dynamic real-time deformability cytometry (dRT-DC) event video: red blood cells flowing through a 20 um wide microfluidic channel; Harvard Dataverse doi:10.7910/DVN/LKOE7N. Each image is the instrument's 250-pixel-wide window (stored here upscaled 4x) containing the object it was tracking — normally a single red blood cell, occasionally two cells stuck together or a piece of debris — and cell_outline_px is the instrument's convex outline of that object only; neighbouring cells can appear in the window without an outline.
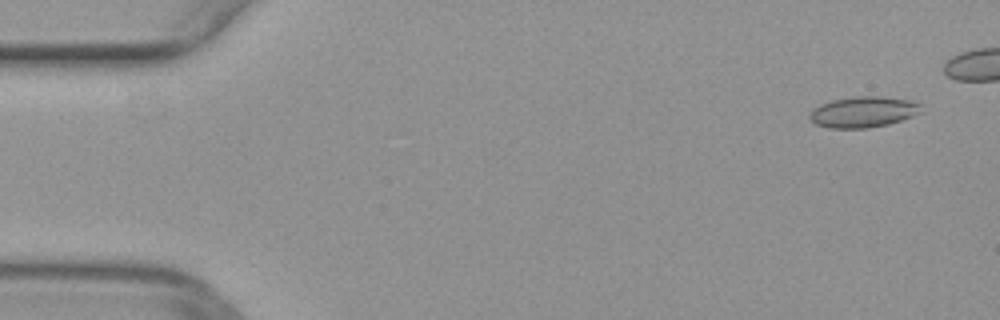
{"species": "common noctule bat (a hibernating species)", "species_latin": "Nyctalus noctula", "temperature_condition": "warm", "stored_images_in_passage": 42, "camera_frame_rate_fps": 3000, "um_per_image_px": 0.085, "animal": {"sex": "female", "body_mass_g": 29.2, "forearm_length_mm": 56.3}, "frame": {"image": 1, "passage_image": 3, "time_ms": 0.667, "image_size_px": [1000, 320], "cell_outline_px": [[920, 112], [912, 116], [888, 124], [868, 128], [828, 128], [816, 124], [808, 120], [808, 116], [812, 108], [820, 104], [832, 100], [856, 96], [880, 96], [908, 100], [920, 104]], "centroid_in_image_um": [73.3, 9.52], "position_along_channel_um": 11.7, "area_um2": 20.06}}
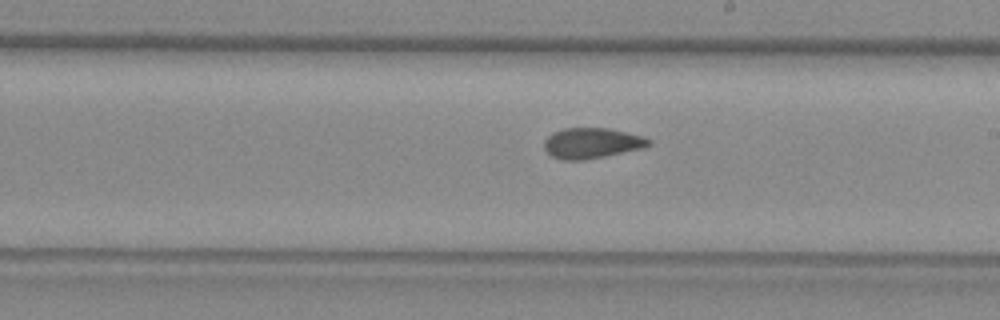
{"frame": {"image": 2, "passage_image": 29, "time_ms": 9.333, "image_size_px": [1000, 320], "cell_outline_px": [[652, 144], [644, 148], [584, 160], [560, 160], [552, 156], [544, 148], [544, 140], [552, 132], [564, 128], [608, 128], [644, 136], [652, 140]], "centroid_in_image_um": [50.31, 12.16], "position_along_channel_um": 238.7, "area_um2": 18.73}}
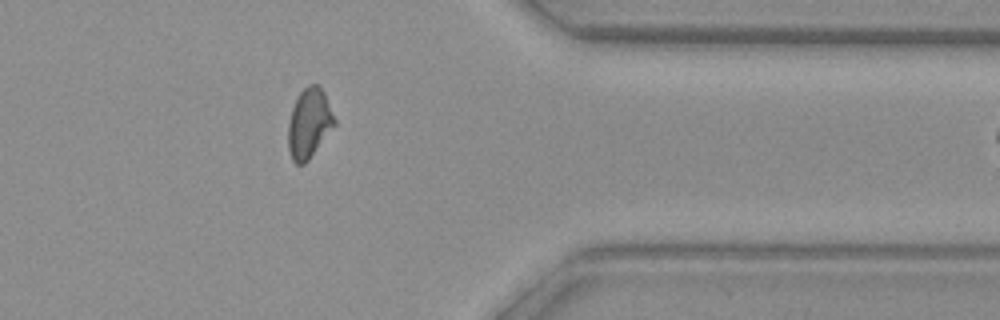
{"frame": {"image": 3, "passage_image": 41, "time_ms": 13.333, "image_size_px": [1000, 320], "cell_outline_px": [[336, 124], [308, 160], [304, 164], [296, 164], [292, 160], [288, 148], [288, 120], [292, 108], [300, 92], [308, 84], [320, 84], [324, 92], [336, 120]], "centroid_in_image_um": [26.27, 10.46], "position_along_channel_um": 385.1, "area_um2": 18.84}}